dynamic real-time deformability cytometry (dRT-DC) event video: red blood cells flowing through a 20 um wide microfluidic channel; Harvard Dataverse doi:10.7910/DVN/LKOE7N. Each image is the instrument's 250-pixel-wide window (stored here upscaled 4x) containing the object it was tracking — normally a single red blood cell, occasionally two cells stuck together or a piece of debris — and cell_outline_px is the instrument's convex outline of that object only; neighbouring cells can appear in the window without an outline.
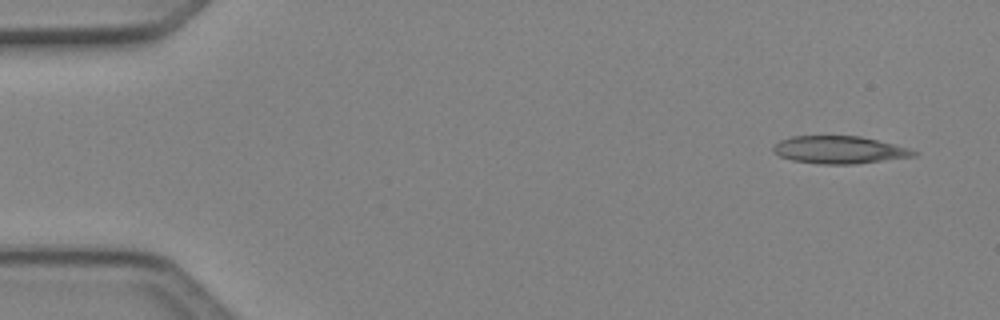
{"species": "Egyptian fruit bat (a non-hibernating species)", "species_latin": "Rousettus aegyptiacus", "temperature_condition": "cold", "stored_images_in_passage": 4, "camera_frame_rate_fps": 3000, "um_per_image_px": 0.085, "animal": {"sex": "female"}, "frame": {"image": 1, "passage_image": 1, "time_ms": 0.0, "image_size_px": [1000, 320], "cell_outline_px": [[920, 152], [916, 156], [856, 164], [820, 164], [792, 160], [780, 156], [772, 152], [772, 148], [780, 140], [792, 136], [860, 136], [908, 148]], "centroid_in_image_um": [71.33, 12.74], "position_along_channel_um": 13.7, "area_um2": 22.48}}
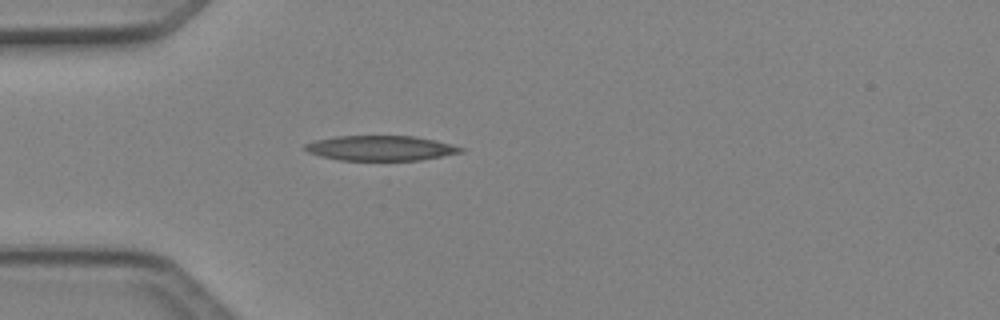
{"frame": {"image": 2, "passage_image": 4, "time_ms": 1.0, "image_size_px": [1000, 320], "cell_outline_px": [[464, 152], [420, 160], [340, 160], [320, 156], [308, 152], [304, 148], [304, 144], [312, 140], [336, 136], [412, 136], [436, 140], [464, 148]], "centroid_in_image_um": [32.32, 12.58], "position_along_channel_um": 52.7, "area_um2": 22.72}}